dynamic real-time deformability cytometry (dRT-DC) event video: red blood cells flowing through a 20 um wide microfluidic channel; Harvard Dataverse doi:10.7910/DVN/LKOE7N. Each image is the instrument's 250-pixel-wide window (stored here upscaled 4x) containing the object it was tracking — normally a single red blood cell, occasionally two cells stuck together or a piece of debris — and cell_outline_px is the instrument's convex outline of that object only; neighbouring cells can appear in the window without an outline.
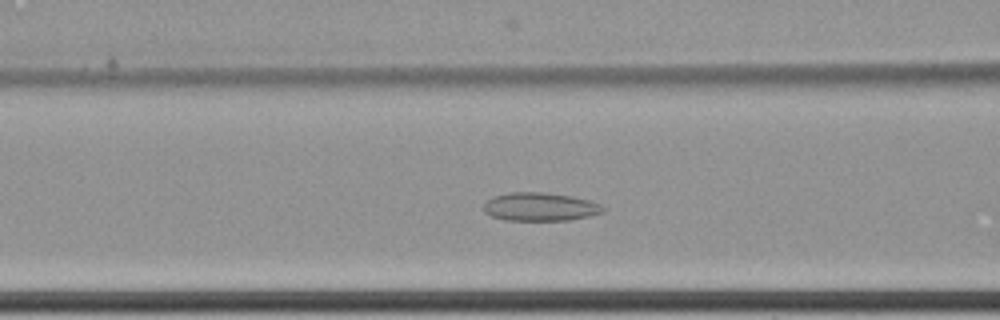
{"species": "common noctule bat (a hibernating species)", "species_latin": "Nyctalus noctula", "temperature_condition": "cold", "stored_images_in_passage": 59, "camera_frame_rate_fps": 3000, "um_per_image_px": 0.085, "animal": {"sex": "female", "body_mass_g": 22.7, "forearm_length_mm": 54.2}, "frame": {"image": 1, "passage_image": 24, "time_ms": 7.667, "image_size_px": [1000, 320], "cell_outline_px": [[604, 212], [588, 216], [568, 220], [504, 220], [492, 216], [484, 212], [484, 204], [492, 196], [508, 192], [544, 192], [572, 196], [588, 200], [600, 204], [604, 208]], "centroid_in_image_um": [45.88, 17.57], "position_along_channel_um": 120.7, "area_um2": 19.71}}
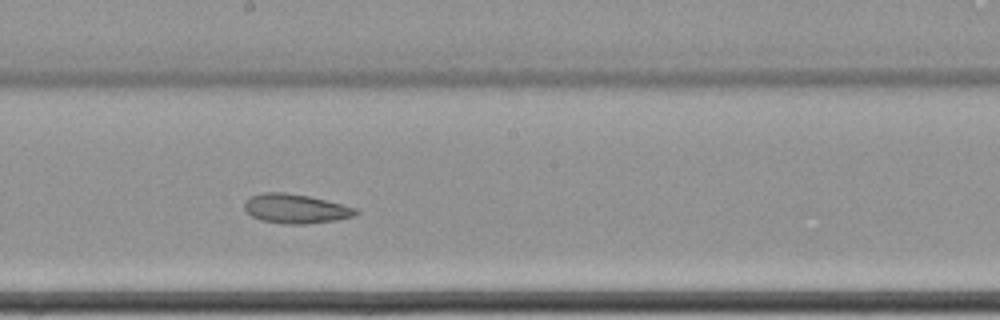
{"frame": {"image": 2, "passage_image": 33, "time_ms": 10.667, "image_size_px": [1000, 320], "cell_outline_px": [[360, 212], [356, 216], [336, 220], [308, 224], [284, 224], [260, 220], [252, 216], [244, 208], [244, 200], [260, 192], [284, 192], [308, 196], [356, 208]], "centroid_in_image_um": [25.12, 17.74], "position_along_channel_um": 223.1, "area_um2": 19.07}}
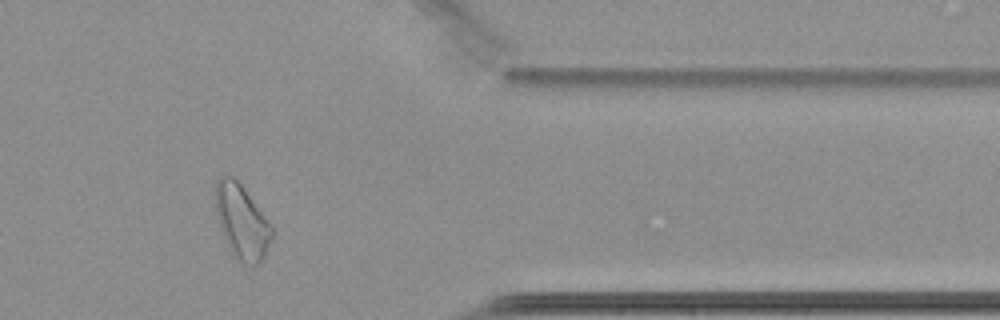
{"frame": {"image": 3, "passage_image": 49, "time_ms": 16.0, "image_size_px": [1000, 320], "cell_outline_px": [[272, 236], [264, 256], [256, 264], [244, 264], [236, 260], [232, 256], [224, 236], [216, 212], [216, 180], [224, 172], [232, 176], [240, 184], [272, 224]], "centroid_in_image_um": [20.54, 18.83], "position_along_channel_um": 390.9, "area_um2": 24.1}, "authors_computed_cell_mechanics": {"area_um2": 23.3512, "velocity_mm_per_s": 3.4154, "shape_relaxation_time_tau1_ms": null, "shape_relaxation_time_tau2_ms": 2.8883, "deformation_change_tau1": null, "deformation_change_tau2": 0.0923}}